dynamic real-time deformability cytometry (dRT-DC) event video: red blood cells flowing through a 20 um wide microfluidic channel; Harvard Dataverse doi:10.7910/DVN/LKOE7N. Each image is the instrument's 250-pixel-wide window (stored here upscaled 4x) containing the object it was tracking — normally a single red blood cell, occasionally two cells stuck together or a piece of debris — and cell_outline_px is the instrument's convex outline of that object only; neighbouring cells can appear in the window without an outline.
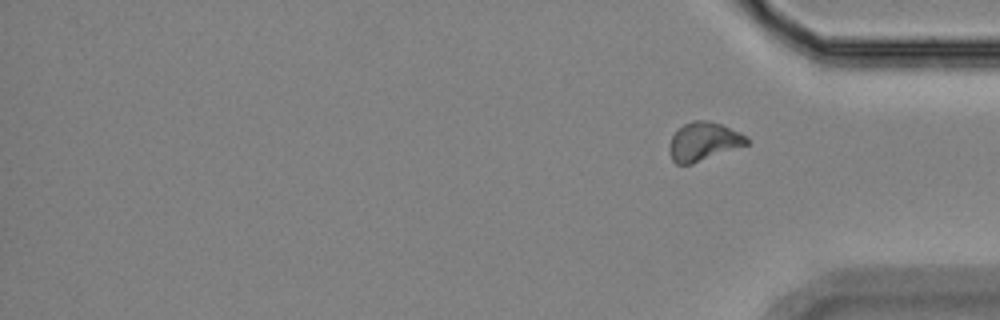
{"species": "Egyptian fruit bat (a non-hibernating species)", "species_latin": "Rousettus aegyptiacus", "temperature_condition": "room temperature", "stored_images_in_passage": 17, "segment_of_instrument_passage": [2, 2], "camera_frame_rate_fps": 3000, "um_per_image_px": 0.085, "animal": {"sex": "female"}, "frame": {"image": 1, "passage_image": 17, "time_ms": 18.667, "image_size_px": [1000, 320], "cell_outline_px": [[748, 144], [692, 164], [676, 164], [672, 160], [668, 148], [668, 144], [672, 136], [684, 124], [692, 120], [708, 120], [720, 124], [740, 132], [748, 136]], "centroid_in_image_um": [59.79, 12.03], "position_along_channel_um": 375.4, "area_um2": 17.34}}